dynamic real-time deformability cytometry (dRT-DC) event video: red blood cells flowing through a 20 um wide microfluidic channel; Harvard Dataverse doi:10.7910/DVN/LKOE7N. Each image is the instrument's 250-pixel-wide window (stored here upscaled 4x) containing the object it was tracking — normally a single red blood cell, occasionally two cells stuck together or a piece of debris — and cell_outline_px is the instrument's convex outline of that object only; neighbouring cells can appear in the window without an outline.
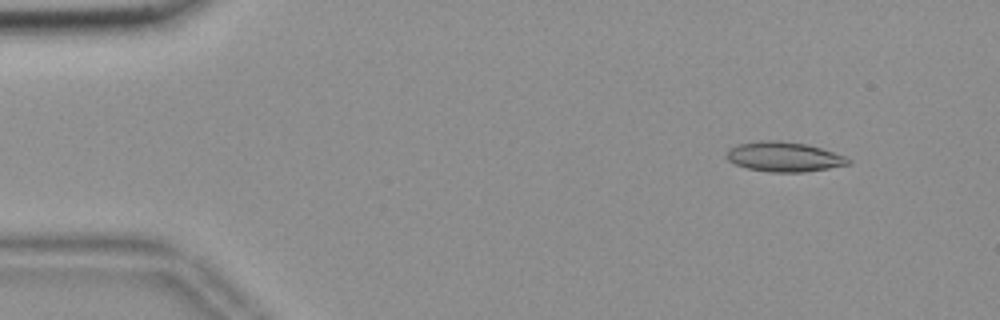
{"species": "common noctule bat (a hibernating species)", "species_latin": "Nyctalus noctula", "temperature_condition": "room temperature", "stored_images_in_passage": 55, "camera_frame_rate_fps": 3000, "um_per_image_px": 0.085, "animal": {"sex": "female", "body_mass_g": 18.4}, "frame": {"image": 1, "passage_image": 6, "time_ms": 1.667, "image_size_px": [1000, 320], "cell_outline_px": [[852, 164], [804, 172], [768, 172], [748, 168], [736, 164], [728, 160], [724, 156], [728, 148], [736, 144], [760, 140], [780, 140], [808, 144], [844, 156], [852, 160]], "centroid_in_image_um": [66.61, 13.31], "position_along_channel_um": 18.4, "area_um2": 21.33}}
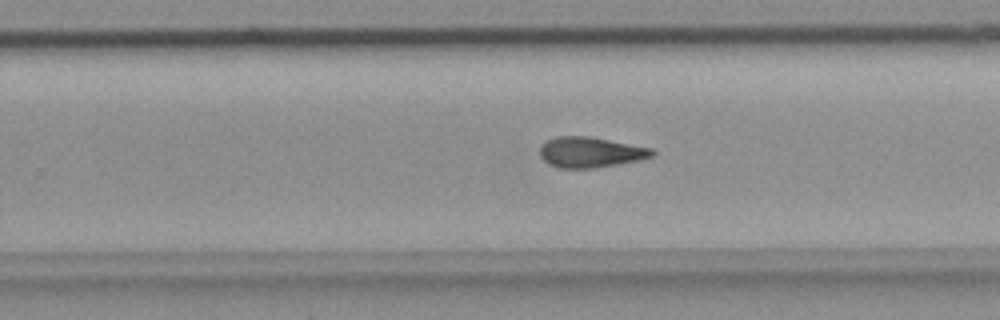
{"frame": {"image": 2, "passage_image": 35, "time_ms": 11.333, "image_size_px": [1000, 320], "cell_outline_px": [[656, 156], [616, 164], [592, 168], [560, 168], [548, 164], [540, 156], [540, 144], [544, 140], [556, 136], [588, 136], [652, 148], [656, 152]], "centroid_in_image_um": [50.15, 12.93], "position_along_channel_um": 279.7, "area_um2": 20.0}}
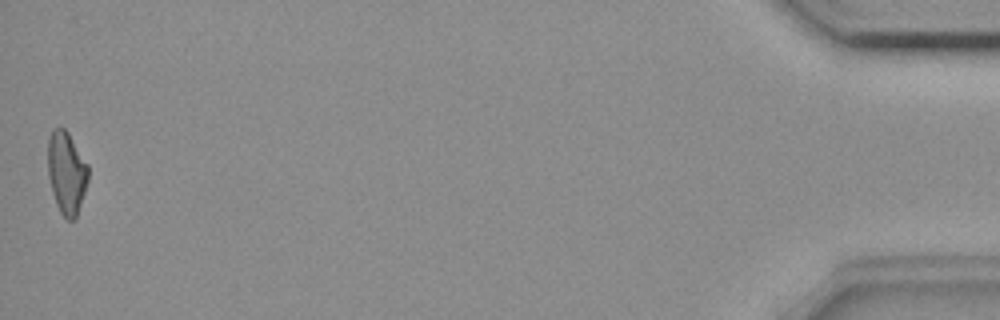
{"frame": {"image": 3, "passage_image": 55, "time_ms": 18.0, "image_size_px": [1000, 320], "cell_outline_px": [[88, 180], [76, 216], [72, 220], [68, 220], [60, 212], [56, 204], [52, 192], [48, 176], [48, 140], [52, 128], [64, 128], [68, 132], [88, 164]], "centroid_in_image_um": [5.64, 14.65], "position_along_channel_um": 429.6, "area_um2": 19.25}, "authors_computed_cell_mechanics": {"area_um2": 20.0566, "velocity_mm_per_s": 3.6772, "shape_relaxation_time_tau1_ms": null, "shape_relaxation_time_tau2_ms": 6.9523, "deformation_change_tau1": null, "deformation_change_tau2": 0.1828}}